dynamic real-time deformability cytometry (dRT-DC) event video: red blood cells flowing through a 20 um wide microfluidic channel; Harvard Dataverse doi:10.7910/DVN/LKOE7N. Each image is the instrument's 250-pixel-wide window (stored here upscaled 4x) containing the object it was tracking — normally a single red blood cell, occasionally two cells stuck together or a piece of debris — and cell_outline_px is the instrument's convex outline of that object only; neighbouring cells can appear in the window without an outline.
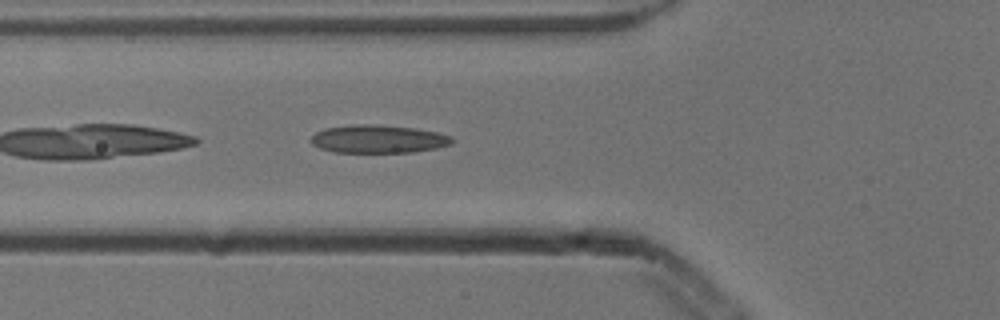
{"species": "common noctule bat (a hibernating species)", "species_latin": "Nyctalus noctula", "temperature_condition": "cold", "stored_images_in_passage": 4, "camera_frame_rate_fps": 3000, "um_per_image_px": 0.085, "animal": {"sex": "male", "body_mass_g": 13.3}, "frame": {"image": 1, "passage_image": 4, "time_ms": 1.0, "image_size_px": [1000, 320], "cell_outline_px": [[452, 144], [436, 148], [412, 152], [332, 152], [320, 148], [312, 144], [312, 136], [316, 132], [324, 128], [352, 124], [376, 124], [416, 128], [436, 132], [452, 136]], "centroid_in_image_um": [32.14, 11.81], "position_along_channel_um": 93.7, "area_um2": 23.12}}